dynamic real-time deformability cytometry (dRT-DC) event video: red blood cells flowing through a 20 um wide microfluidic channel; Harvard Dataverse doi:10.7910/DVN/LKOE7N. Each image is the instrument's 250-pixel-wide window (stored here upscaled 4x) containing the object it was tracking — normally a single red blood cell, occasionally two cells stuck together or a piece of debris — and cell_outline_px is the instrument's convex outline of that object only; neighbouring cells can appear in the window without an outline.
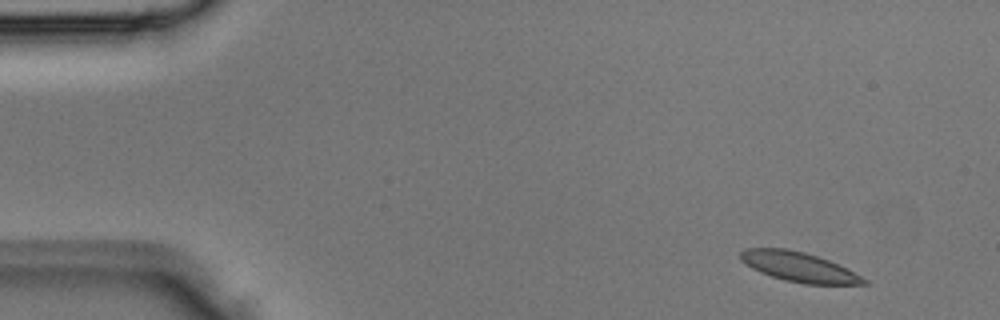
{"species": "Egyptian fruit bat (a non-hibernating species)", "species_latin": "Rousettus aegyptiacus", "temperature_condition": "room temperature", "stored_images_in_passage": 2, "camera_frame_rate_fps": 3000, "um_per_image_px": 0.085, "animal": {"sex": "male"}, "frame": {"image": 1, "passage_image": 1, "time_ms": 0.0, "image_size_px": [1000, 320], "cell_outline_px": [[868, 284], [804, 284], [784, 280], [760, 272], [744, 264], [740, 260], [740, 252], [744, 248], [784, 248], [804, 252], [828, 260], [848, 268], [868, 280]], "centroid_in_image_um": [67.89, 22.69], "position_along_channel_um": 17.1, "area_um2": 21.33}}